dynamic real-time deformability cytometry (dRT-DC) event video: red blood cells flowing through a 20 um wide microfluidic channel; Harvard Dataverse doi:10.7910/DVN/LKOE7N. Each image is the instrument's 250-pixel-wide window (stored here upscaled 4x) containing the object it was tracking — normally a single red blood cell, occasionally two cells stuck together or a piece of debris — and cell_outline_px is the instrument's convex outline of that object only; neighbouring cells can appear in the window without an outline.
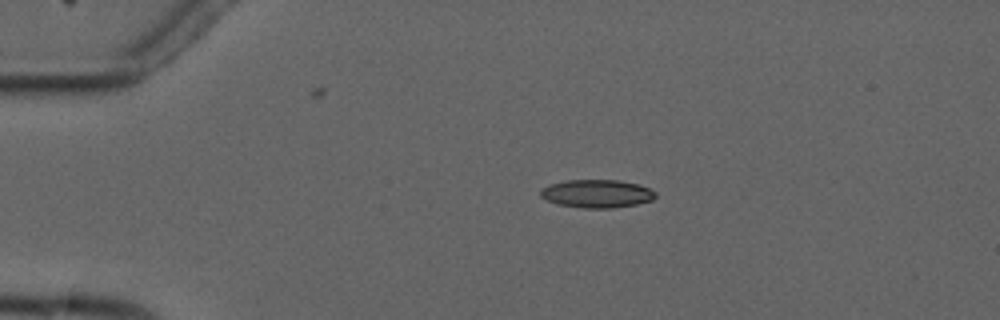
{"species": "common noctule bat (a hibernating species)", "species_latin": "Nyctalus noctula", "temperature_condition": "cold", "stored_images_in_passage": 7, "camera_frame_rate_fps": 3000, "um_per_image_px": 0.085, "animal": {"sex": "male", "forearm_length_mm": 52.5}, "frame": {"image": 1, "passage_image": 4, "time_ms": 3.667, "image_size_px": [1000, 320], "cell_outline_px": [[656, 196], [652, 200], [636, 204], [612, 208], [584, 208], [556, 204], [540, 196], [540, 188], [552, 184], [568, 180], [616, 180], [640, 184], [656, 192]], "centroid_in_image_um": [50.74, 16.46], "position_along_channel_um": 34.3, "area_um2": 18.79}}
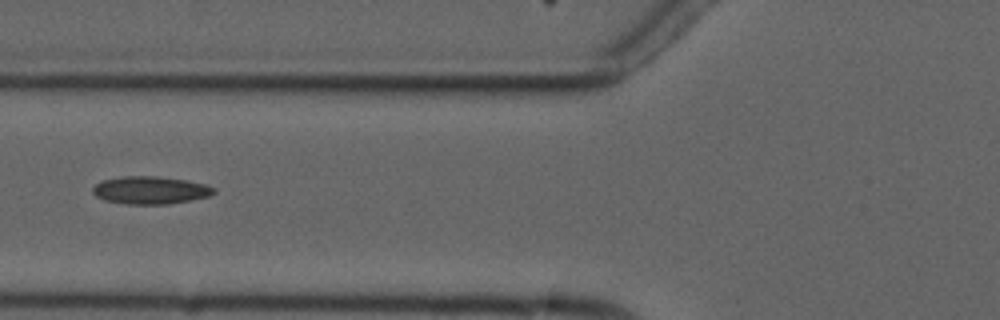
{"frame": {"image": 2, "passage_image": 7, "time_ms": 7.0, "image_size_px": [1000, 320], "cell_outline_px": [[216, 192], [208, 196], [168, 204], [128, 204], [104, 200], [96, 196], [92, 192], [92, 188], [100, 180], [120, 176], [156, 176], [184, 180], [204, 184], [216, 188]], "centroid_in_image_um": [12.73, 16.16], "position_along_channel_um": 113.1, "area_um2": 19.48}}